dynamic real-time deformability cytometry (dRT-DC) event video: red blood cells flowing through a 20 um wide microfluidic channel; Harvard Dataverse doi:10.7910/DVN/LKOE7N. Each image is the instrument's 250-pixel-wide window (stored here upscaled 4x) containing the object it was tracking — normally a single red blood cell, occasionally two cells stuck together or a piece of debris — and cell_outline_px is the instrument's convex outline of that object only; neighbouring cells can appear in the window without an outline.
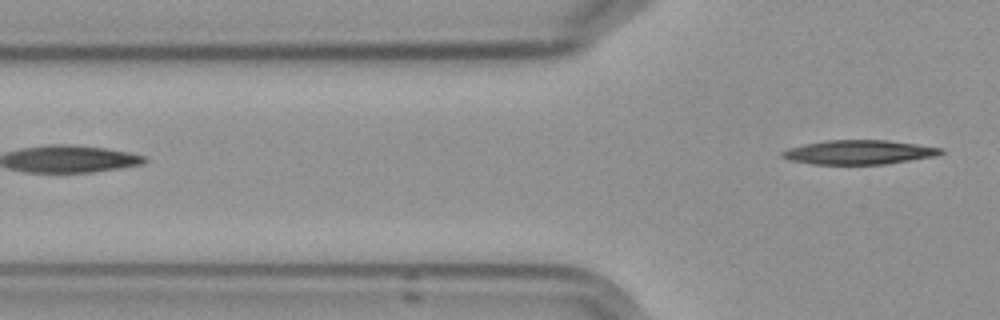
{"species": "Egyptian fruit bat (a non-hibernating species)", "species_latin": "Rousettus aegyptiacus", "temperature_condition": "cold", "stored_images_in_passage": 3, "camera_frame_rate_fps": 3000, "um_per_image_px": 0.085, "frame": {"image": 1, "passage_image": 3, "time_ms": 2.333, "image_size_px": [1000, 320], "cell_outline_px": [[944, 152], [936, 156], [884, 164], [812, 164], [788, 160], [780, 156], [780, 152], [788, 148], [804, 144], [828, 140], [888, 140], [916, 144], [940, 148]], "centroid_in_image_um": [72.96, 12.94], "position_along_channel_um": 52.8, "area_um2": 22.31}}